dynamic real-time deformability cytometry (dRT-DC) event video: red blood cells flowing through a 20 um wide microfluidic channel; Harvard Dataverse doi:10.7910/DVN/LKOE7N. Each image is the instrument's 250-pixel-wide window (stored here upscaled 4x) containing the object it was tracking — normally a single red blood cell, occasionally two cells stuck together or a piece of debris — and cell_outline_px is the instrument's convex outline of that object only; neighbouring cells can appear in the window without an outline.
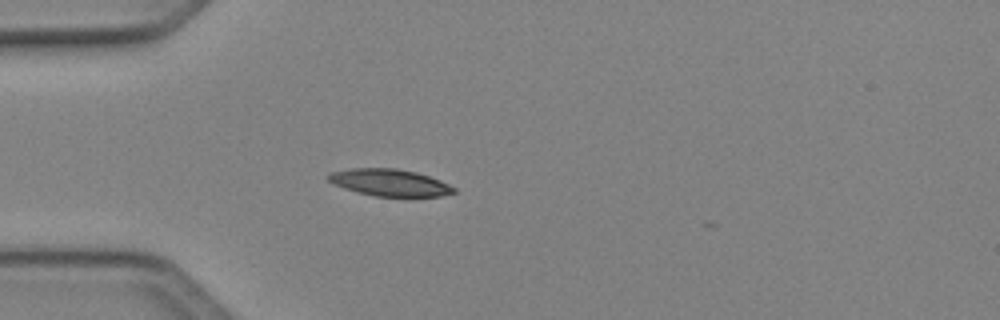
{"species": "Egyptian fruit bat (a non-hibernating species)", "species_latin": "Rousettus aegyptiacus", "temperature_condition": "cold", "stored_images_in_passage": 6, "camera_frame_rate_fps": 3000, "um_per_image_px": 0.085, "animal": {"sex": "female"}, "frame": {"image": 1, "passage_image": 1, "time_ms": 0.0, "image_size_px": [1000, 320], "cell_outline_px": [[456, 192], [440, 196], [376, 196], [356, 192], [332, 184], [324, 176], [328, 172], [352, 168], [396, 168], [416, 172], [440, 180], [456, 188]], "centroid_in_image_um": [33.06, 15.51], "position_along_channel_um": 51.9, "area_um2": 19.83}}
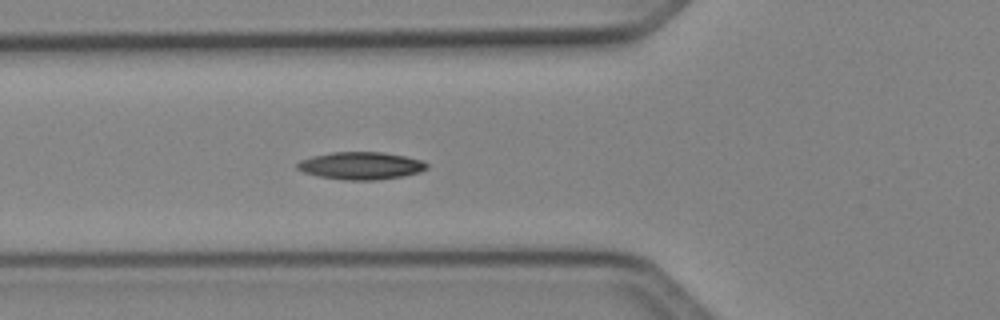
{"frame": {"image": 2, "passage_image": 5, "time_ms": 1.333, "image_size_px": [1000, 320], "cell_outline_px": [[428, 168], [420, 172], [400, 176], [376, 180], [344, 180], [316, 176], [304, 172], [296, 168], [296, 164], [300, 160], [312, 156], [332, 152], [384, 152], [404, 156], [420, 160], [428, 164]], "centroid_in_image_um": [30.64, 14.08], "position_along_channel_um": 95.2, "area_um2": 20.75}}